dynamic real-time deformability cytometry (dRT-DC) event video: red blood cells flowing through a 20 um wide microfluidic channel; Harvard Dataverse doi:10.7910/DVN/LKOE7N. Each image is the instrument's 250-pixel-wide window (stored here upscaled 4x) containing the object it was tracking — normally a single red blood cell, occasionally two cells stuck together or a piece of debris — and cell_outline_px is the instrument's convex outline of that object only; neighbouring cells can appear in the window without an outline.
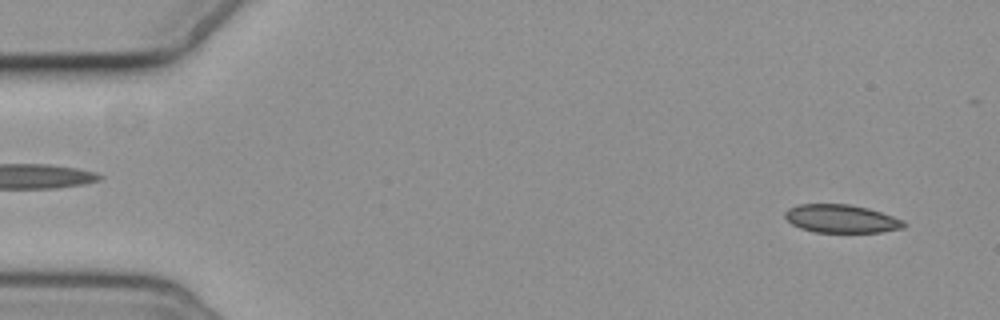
{"species": "common noctule bat (a hibernating species)", "species_latin": "Nyctalus noctula", "temperature_condition": "cold", "stored_images_in_passage": 6, "segment_of_instrument_passage": [2, 2], "camera_frame_rate_fps": 3000, "um_per_image_px": 0.085, "animal": {"sex": "female", "body_mass_g": 19.3, "forearm_length_mm": 54.1}, "frame": {"image": 1, "passage_image": 6, "time_ms": 6.0, "image_size_px": [1000, 320], "cell_outline_px": [[904, 228], [880, 232], [816, 232], [800, 228], [792, 224], [784, 216], [784, 212], [788, 208], [800, 204], [848, 204], [868, 208], [904, 220]], "centroid_in_image_um": [71.49, 18.59], "position_along_channel_um": 13.5, "area_um2": 19.42}}